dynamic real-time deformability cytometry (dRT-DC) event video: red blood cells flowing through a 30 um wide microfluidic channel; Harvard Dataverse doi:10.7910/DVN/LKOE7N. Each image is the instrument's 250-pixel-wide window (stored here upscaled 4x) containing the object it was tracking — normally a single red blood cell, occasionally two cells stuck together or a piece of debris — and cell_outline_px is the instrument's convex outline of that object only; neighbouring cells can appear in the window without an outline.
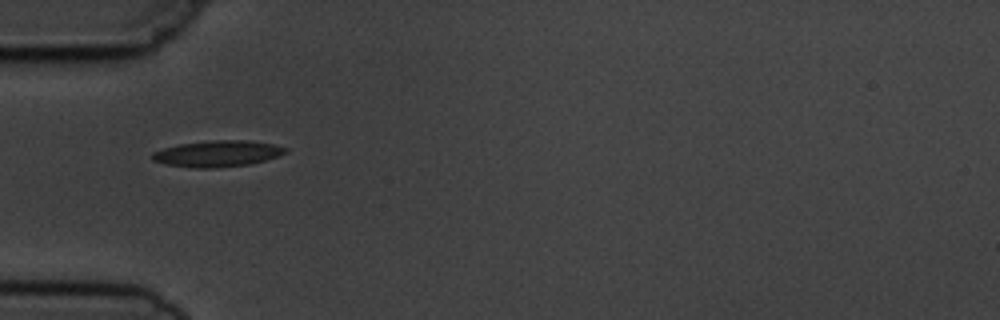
{"species": "common noctule bat (a hibernating species)", "species_latin": "Nyctalus noctula", "temperature_condition": "cold", "stored_images_in_passage": 5, "camera_frame_rate_fps": 3000, "um_per_image_px": 0.085, "animal": {"sex": "male", "body_mass_g": 19.5, "forearm_length_mm": 54.6}, "frame": {"image": 1, "passage_image": 1, "time_ms": 0.0, "image_size_px": [1000, 320], "cell_outline_px": [[288, 152], [252, 164], [216, 168], [192, 168], [164, 164], [152, 160], [152, 152], [164, 148], [180, 144], [212, 140], [244, 140], [272, 144], [288, 148]], "centroid_in_image_um": [18.46, 13.07], "position_along_channel_um": 66.5, "area_um2": 20.35}}
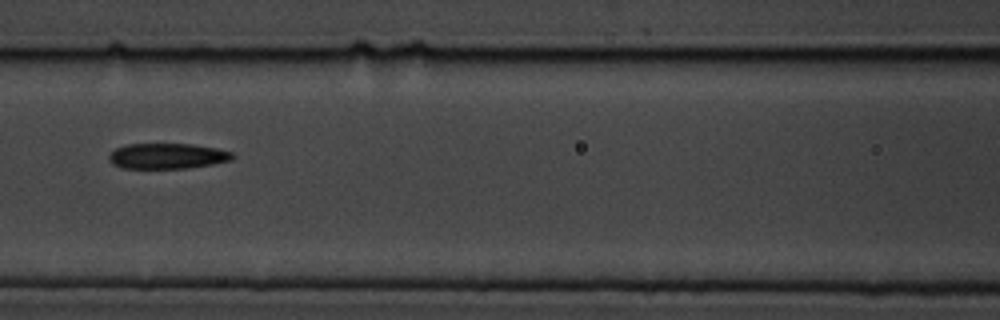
{"frame": {"image": 2, "passage_image": 3, "time_ms": 2.333, "image_size_px": [1000, 320], "cell_outline_px": [[236, 156], [232, 160], [212, 164], [188, 168], [120, 168], [112, 164], [108, 160], [108, 156], [116, 148], [128, 144], [192, 144], [216, 148], [232, 152]], "centroid_in_image_um": [14.22, 13.26], "position_along_channel_um": 152.4, "area_um2": 18.44}}
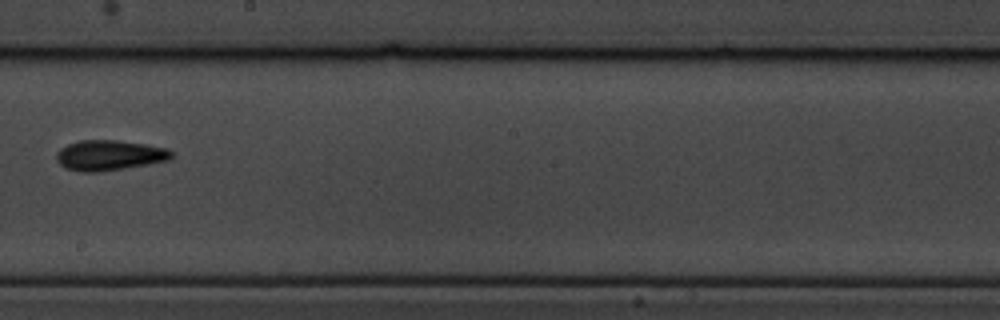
{"frame": {"image": 3, "passage_image": 5, "time_ms": 4.667, "image_size_px": [1000, 320], "cell_outline_px": [[176, 152], [172, 160], [124, 168], [96, 172], [84, 172], [64, 168], [56, 160], [56, 152], [60, 148], [68, 144], [80, 140], [116, 140], [144, 144], [164, 148]], "centroid_in_image_um": [9.31, 13.2], "position_along_channel_um": 238.9, "area_um2": 20.4}}